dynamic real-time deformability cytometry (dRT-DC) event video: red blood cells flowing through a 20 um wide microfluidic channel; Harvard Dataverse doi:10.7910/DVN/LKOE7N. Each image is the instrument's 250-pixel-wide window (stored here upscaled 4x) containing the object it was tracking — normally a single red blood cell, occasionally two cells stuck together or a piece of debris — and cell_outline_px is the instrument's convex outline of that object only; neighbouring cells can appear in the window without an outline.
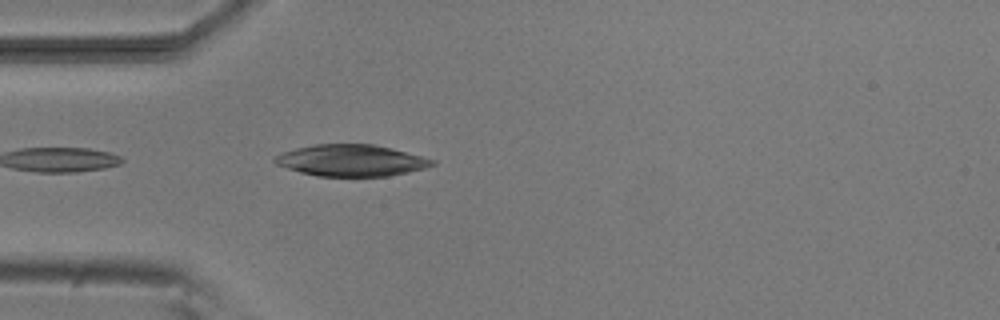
{"species": "common noctule bat (a hibernating species)", "species_latin": "Nyctalus noctula", "temperature_condition": "room temperature", "stored_images_in_passage": 5, "camera_frame_rate_fps": 3000, "um_per_image_px": 0.085, "animal": {"sex": "male", "body_mass_g": 20.5, "forearm_length_mm": 52.5}, "frame": {"image": 1, "passage_image": 5, "time_ms": 4.667, "image_size_px": [1000, 320], "cell_outline_px": [[436, 164], [424, 168], [408, 172], [388, 176], [320, 176], [300, 172], [276, 164], [272, 160], [280, 152], [296, 148], [316, 144], [372, 144], [392, 148], [436, 160]], "centroid_in_image_um": [29.85, 13.63], "position_along_channel_um": 55.1, "area_um2": 28.84}}